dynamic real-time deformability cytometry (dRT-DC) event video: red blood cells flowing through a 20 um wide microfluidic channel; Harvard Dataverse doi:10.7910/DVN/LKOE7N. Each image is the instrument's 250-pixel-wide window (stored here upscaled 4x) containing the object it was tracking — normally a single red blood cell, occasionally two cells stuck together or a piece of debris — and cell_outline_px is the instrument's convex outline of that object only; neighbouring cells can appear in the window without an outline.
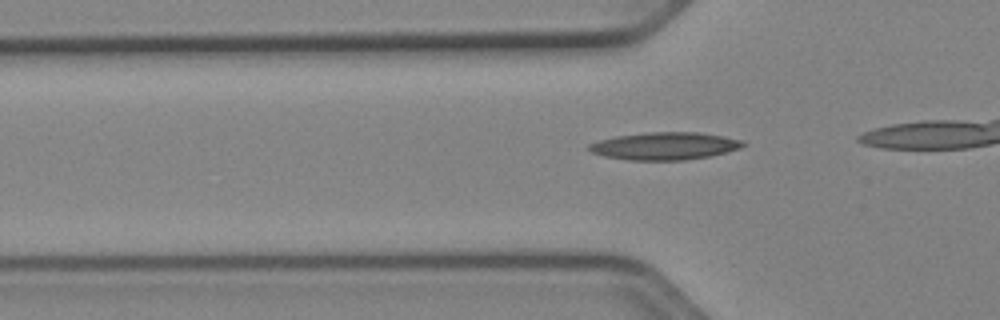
{"species": "Egyptian fruit bat (a non-hibernating species)", "species_latin": "Rousettus aegyptiacus", "temperature_condition": "cold", "stored_images_in_passage": 33, "camera_frame_rate_fps": 3000, "um_per_image_px": 0.085, "animal": {"sex": "female"}, "frame": {"image": 1, "passage_image": 5, "time_ms": 1.333, "image_size_px": [1000, 320], "cell_outline_px": [[744, 144], [740, 148], [708, 156], [684, 160], [628, 160], [604, 156], [592, 152], [588, 148], [588, 144], [600, 140], [616, 136], [648, 132], [696, 132], [720, 136], [740, 140]], "centroid_in_image_um": [56.43, 12.41], "position_along_channel_um": 69.4, "area_um2": 24.28}}
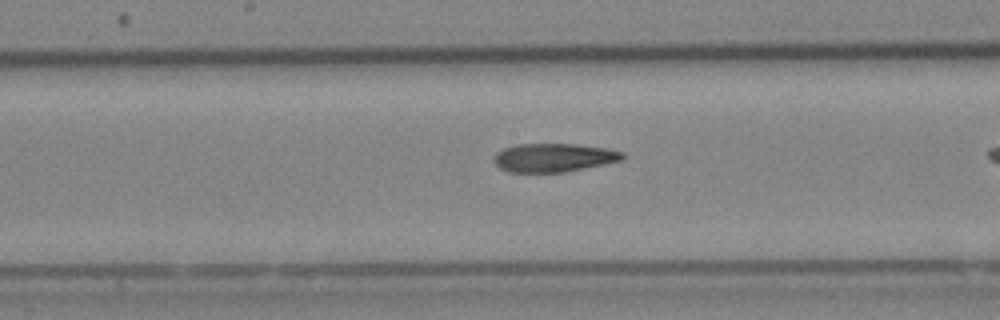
{"frame": {"image": 2, "passage_image": 15, "time_ms": 4.667, "image_size_px": [1000, 320], "cell_outline_px": [[624, 156], [620, 160], [564, 172], [508, 172], [500, 168], [492, 160], [492, 156], [496, 152], [504, 148], [516, 144], [572, 144], [604, 148], [624, 152]], "centroid_in_image_um": [46.97, 13.39], "position_along_channel_um": 201.2, "area_um2": 21.15}}
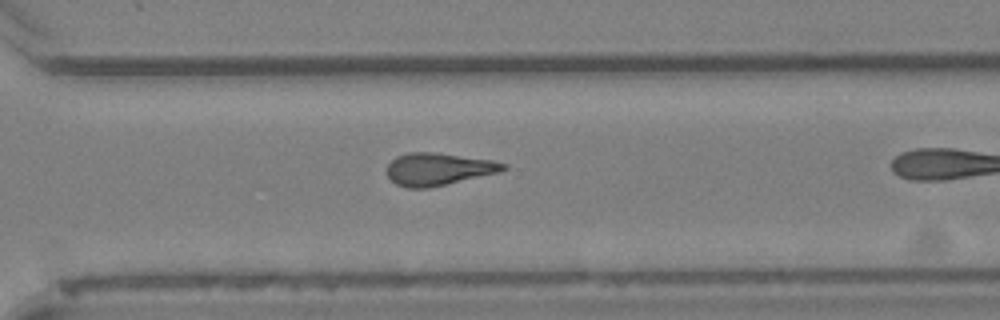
{"frame": {"image": 3, "passage_image": 25, "time_ms": 8.0, "image_size_px": [1000, 320], "cell_outline_px": [[508, 168], [496, 172], [428, 188], [408, 188], [396, 184], [388, 176], [388, 164], [396, 156], [408, 152], [432, 152], [492, 160], [508, 164]], "centroid_in_image_um": [37.22, 14.36], "position_along_channel_um": 333.4, "area_um2": 21.56}}